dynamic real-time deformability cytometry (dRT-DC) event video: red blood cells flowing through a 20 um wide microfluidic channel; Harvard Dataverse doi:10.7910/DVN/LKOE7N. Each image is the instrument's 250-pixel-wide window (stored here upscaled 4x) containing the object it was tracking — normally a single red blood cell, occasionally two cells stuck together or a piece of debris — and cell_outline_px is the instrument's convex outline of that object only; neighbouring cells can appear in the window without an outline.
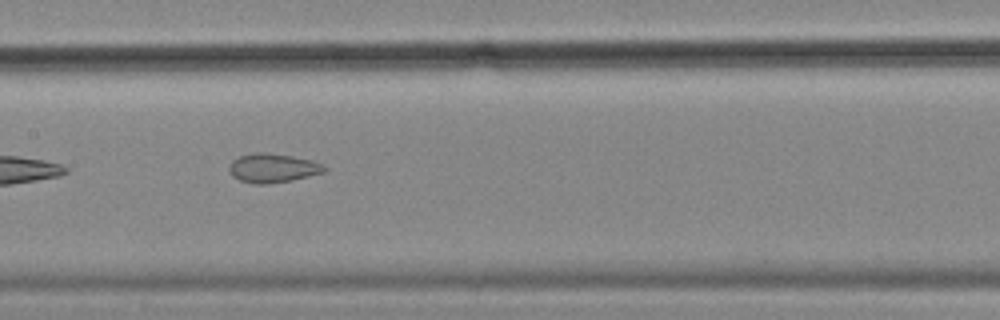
{"species": "common noctule bat (a hibernating species)", "species_latin": "Nyctalus noctula", "temperature_condition": "cold", "stored_images_in_passage": 8, "camera_frame_rate_fps": 3000, "um_per_image_px": 0.085, "animal": {"sex": "female", "body_mass_g": 18.4}, "frame": {"image": 1, "passage_image": 4, "time_ms": 1.0, "image_size_px": [1000, 320], "cell_outline_px": [[328, 168], [324, 172], [292, 180], [268, 184], [252, 184], [240, 180], [232, 176], [228, 168], [232, 160], [240, 156], [256, 152], [268, 152], [292, 156], [312, 160]], "centroid_in_image_um": [23.16, 14.28], "position_along_channel_um": 184.2, "area_um2": 16.13}}
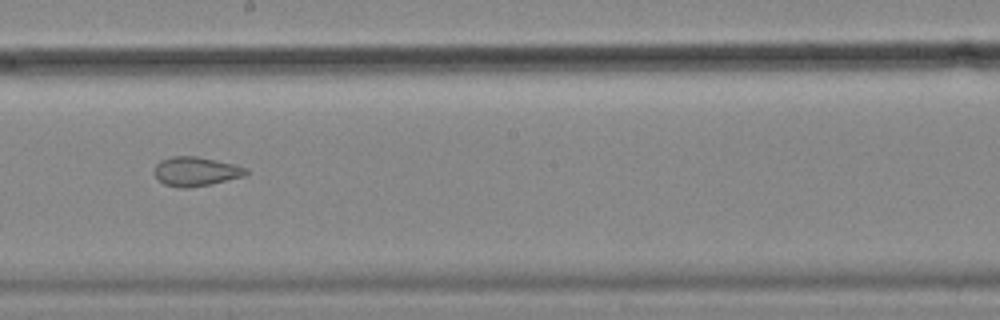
{"frame": {"image": 2, "passage_image": 5, "time_ms": 1.333, "image_size_px": [1000, 320], "cell_outline_px": [[248, 172], [244, 176], [208, 184], [188, 188], [180, 188], [164, 184], [152, 172], [156, 164], [160, 160], [172, 156], [196, 156], [216, 160], [248, 168]], "centroid_in_image_um": [16.6, 14.56], "position_along_channel_um": 231.6, "area_um2": 15.49}}
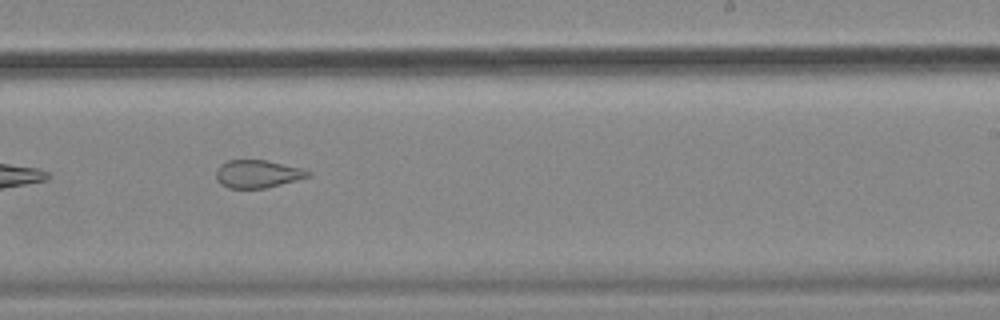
{"frame": {"image": 3, "passage_image": 6, "time_ms": 1.667, "image_size_px": [1000, 320], "cell_outline_px": [[312, 176], [264, 188], [228, 188], [220, 184], [216, 180], [216, 168], [220, 164], [228, 160], [264, 160], [300, 168], [312, 172]], "centroid_in_image_um": [21.85, 14.78], "position_along_channel_um": 267.1, "area_um2": 14.85}}